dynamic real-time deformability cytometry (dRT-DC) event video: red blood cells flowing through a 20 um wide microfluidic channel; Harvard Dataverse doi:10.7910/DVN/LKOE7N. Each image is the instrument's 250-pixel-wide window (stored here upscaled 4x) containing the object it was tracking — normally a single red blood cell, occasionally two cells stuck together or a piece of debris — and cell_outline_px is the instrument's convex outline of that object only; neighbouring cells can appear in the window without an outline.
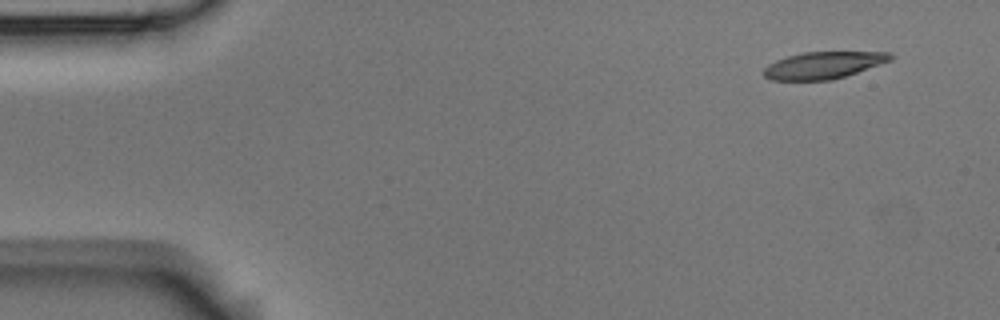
{"species": "Egyptian fruit bat (a non-hibernating species)", "species_latin": "Rousettus aegyptiacus", "temperature_condition": "room temperature", "stored_images_in_passage": 5, "camera_frame_rate_fps": 3000, "um_per_image_px": 0.085, "animal": {"sex": "male"}, "frame": {"image": 1, "passage_image": 1, "time_ms": 0.0, "image_size_px": [1000, 320], "cell_outline_px": [[892, 60], [832, 80], [772, 80], [764, 76], [764, 68], [768, 64], [776, 60], [788, 56], [804, 52], [892, 52]], "centroid_in_image_um": [69.98, 5.54], "position_along_channel_um": 15.0, "area_um2": 19.71}}
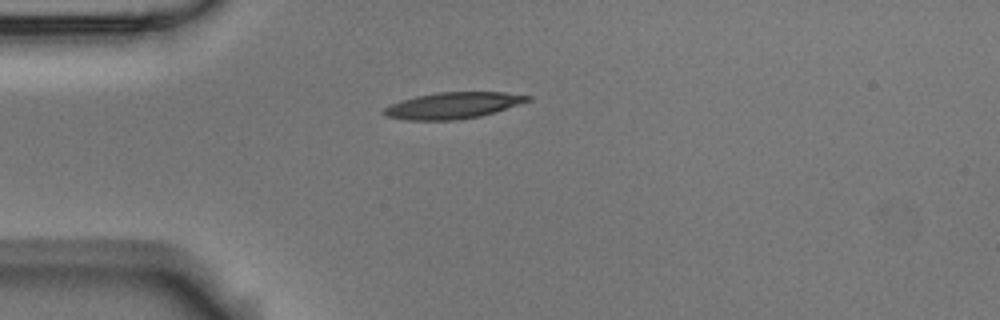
{"frame": {"image": 2, "passage_image": 4, "time_ms": 1.0, "image_size_px": [1000, 320], "cell_outline_px": [[532, 100], [496, 112], [480, 116], [460, 120], [404, 120], [384, 116], [380, 112], [384, 108], [392, 104], [416, 96], [440, 92], [504, 92], [532, 96]], "centroid_in_image_um": [38.52, 8.97], "position_along_channel_um": 46.5, "area_um2": 22.2}}